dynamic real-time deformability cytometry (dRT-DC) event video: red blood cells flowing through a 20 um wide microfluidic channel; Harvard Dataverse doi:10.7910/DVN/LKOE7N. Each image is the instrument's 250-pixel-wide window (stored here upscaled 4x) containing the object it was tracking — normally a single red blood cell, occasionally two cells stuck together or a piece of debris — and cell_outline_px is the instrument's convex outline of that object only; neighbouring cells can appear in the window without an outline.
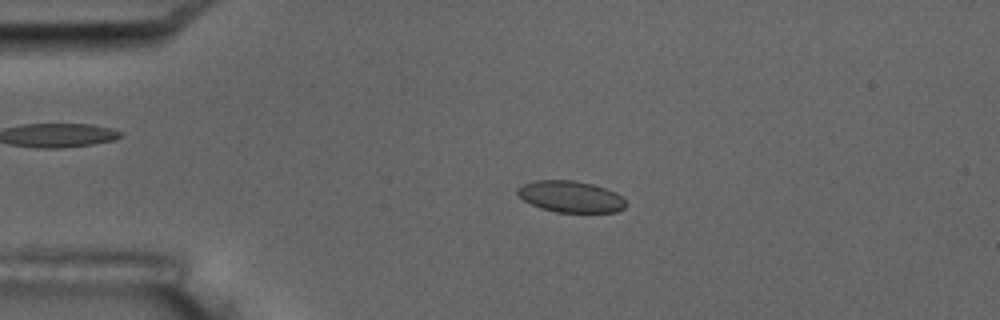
{"species": "common noctule bat (a hibernating species)", "species_latin": "Nyctalus noctula", "temperature_condition": "room temperature", "stored_images_in_passage": 4, "camera_frame_rate_fps": 3000, "um_per_image_px": 0.085, "animal": {"sex": "male", "body_mass_g": 17.5, "forearm_length_mm": 52.3}, "frame": {"image": 1, "passage_image": 3, "time_ms": 2.333, "image_size_px": [1000, 320], "cell_outline_px": [[628, 204], [624, 208], [616, 212], [556, 212], [540, 208], [524, 200], [516, 192], [516, 188], [524, 184], [536, 180], [572, 180], [592, 184], [616, 192]], "centroid_in_image_um": [48.51, 16.71], "position_along_channel_um": 36.5, "area_um2": 19.77}}